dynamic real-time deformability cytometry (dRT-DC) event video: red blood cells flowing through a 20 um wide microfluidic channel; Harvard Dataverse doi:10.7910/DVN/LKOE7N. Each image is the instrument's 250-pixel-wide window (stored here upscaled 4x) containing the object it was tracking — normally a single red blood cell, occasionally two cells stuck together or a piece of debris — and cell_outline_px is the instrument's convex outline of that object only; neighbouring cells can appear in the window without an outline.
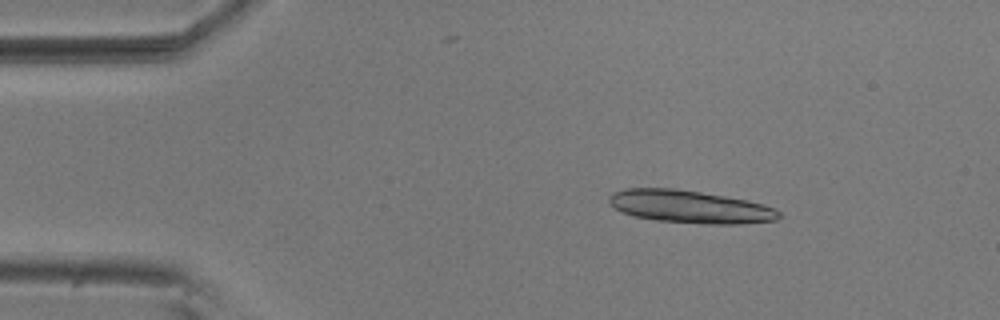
{"species": "common noctule bat (a hibernating species)", "species_latin": "Nyctalus noctula", "temperature_condition": "room temperature", "stored_images_in_passage": 53, "segment_of_instrument_passage": [1, 2], "camera_frame_rate_fps": 3000, "um_per_image_px": 0.085, "animal": {"sex": "male", "body_mass_g": 20.5, "forearm_length_mm": 52.5}, "frame": {"image": 1, "passage_image": 8, "time_ms": 2.333, "image_size_px": [1000, 320], "cell_outline_px": [[780, 216], [776, 220], [740, 224], [704, 224], [656, 220], [636, 216], [624, 212], [616, 208], [608, 200], [608, 196], [612, 192], [624, 188], [676, 188], [748, 200], [764, 204], [776, 208], [780, 212]], "centroid_in_image_um": [58.67, 17.56], "position_along_channel_um": 26.3, "area_um2": 32.37}}